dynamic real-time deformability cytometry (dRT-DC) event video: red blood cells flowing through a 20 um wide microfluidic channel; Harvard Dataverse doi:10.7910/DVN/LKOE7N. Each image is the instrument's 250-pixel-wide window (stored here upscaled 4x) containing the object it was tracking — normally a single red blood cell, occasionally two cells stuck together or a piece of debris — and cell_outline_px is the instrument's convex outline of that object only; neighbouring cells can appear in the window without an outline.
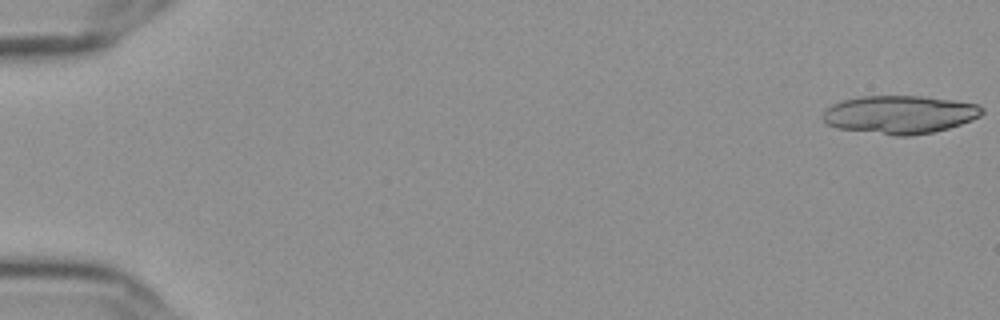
{"species": "Egyptian fruit bat (a non-hibernating species)", "species_latin": "Rousettus aegyptiacus", "temperature_condition": "cold", "stored_images_in_passage": 21, "camera_frame_rate_fps": 3000, "um_per_image_px": 0.085, "frame": {"image": 1, "passage_image": 1, "time_ms": 0.0, "image_size_px": [1000, 320], "cell_outline_px": [[984, 112], [980, 116], [972, 120], [948, 128], [932, 132], [908, 136], [892, 136], [836, 128], [828, 124], [820, 116], [832, 104], [844, 100], [860, 96], [920, 96], [952, 100], [976, 104], [984, 108]], "centroid_in_image_um": [76.46, 9.74], "position_along_channel_um": 8.5, "area_um2": 35.43}}